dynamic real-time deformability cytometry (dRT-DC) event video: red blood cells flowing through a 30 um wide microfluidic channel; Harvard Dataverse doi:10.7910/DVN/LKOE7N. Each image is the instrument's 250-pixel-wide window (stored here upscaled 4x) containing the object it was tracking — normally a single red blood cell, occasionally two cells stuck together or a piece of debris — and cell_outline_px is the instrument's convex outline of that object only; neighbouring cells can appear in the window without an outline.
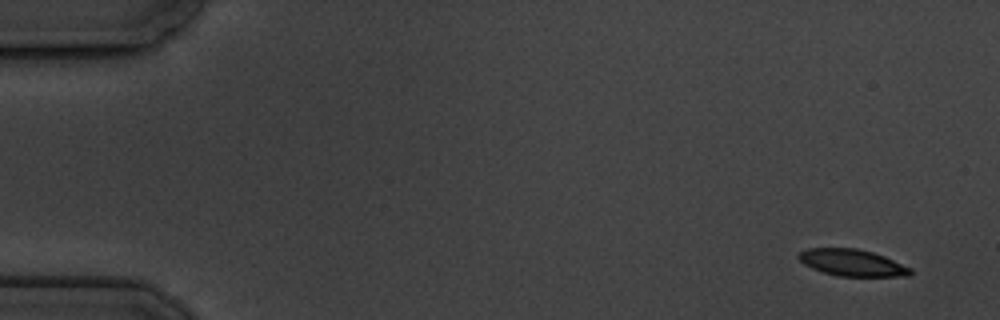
{"species": "common noctule bat (a hibernating species)", "species_latin": "Nyctalus noctula", "temperature_condition": "cold", "stored_images_in_passage": 5, "camera_frame_rate_fps": 3000, "um_per_image_px": 0.085, "animal": {"sex": "male", "body_mass_g": 19.5, "forearm_length_mm": 54.6}, "frame": {"image": 1, "passage_image": 1, "time_ms": 0.0, "image_size_px": [1000, 320], "cell_outline_px": [[912, 272], [908, 276], [836, 276], [812, 268], [804, 264], [796, 256], [800, 252], [808, 248], [856, 248], [872, 252], [884, 256], [912, 268]], "centroid_in_image_um": [72.43, 22.33], "position_along_channel_um": 12.6, "area_um2": 17.34}}
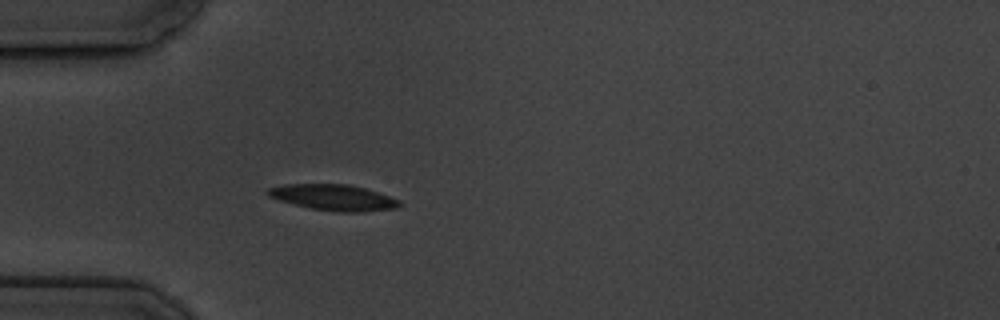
{"frame": {"image": 2, "passage_image": 5, "time_ms": 4.667, "image_size_px": [1000, 320], "cell_outline_px": [[400, 204], [396, 208], [360, 212], [340, 212], [312, 208], [280, 200], [268, 196], [264, 192], [268, 188], [284, 184], [348, 184], [364, 188], [400, 200]], "centroid_in_image_um": [28.31, 16.77], "position_along_channel_um": 56.7, "area_um2": 19.59}}